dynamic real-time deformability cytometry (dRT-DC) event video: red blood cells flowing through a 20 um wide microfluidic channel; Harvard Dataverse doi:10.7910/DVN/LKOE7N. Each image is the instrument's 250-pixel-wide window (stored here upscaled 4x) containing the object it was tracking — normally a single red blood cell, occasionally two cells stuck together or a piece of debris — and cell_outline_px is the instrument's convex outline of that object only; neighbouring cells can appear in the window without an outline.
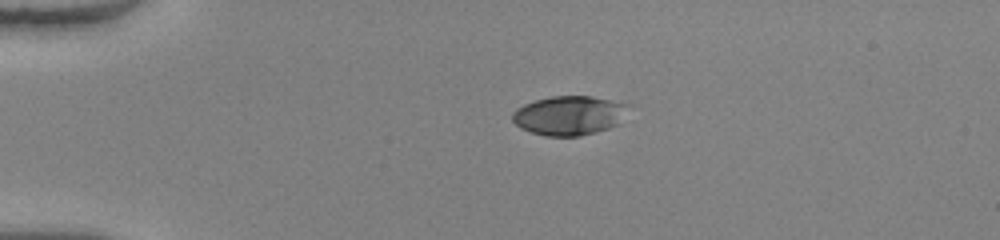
{"species": "human", "species_latin": "Homo sapiens", "temperature_condition": "warm", "stored_images_in_passage": 40, "camera_frame_rate_fps": 3000, "um_per_image_px": 0.085, "donor": {"sex": "female"}, "frame": {"image": 1, "passage_image": 1, "time_ms": 0.0, "image_size_px": [1000, 240], "cell_outline_px": [[632, 104], [620, 124], [608, 128], [580, 136], [544, 136], [520, 128], [512, 120], [512, 112], [516, 108], [524, 104], [536, 100], [552, 96], [592, 96]], "centroid_in_image_um": [48.42, 9.81], "position_along_channel_um": 36.6, "area_um2": 26.82}}
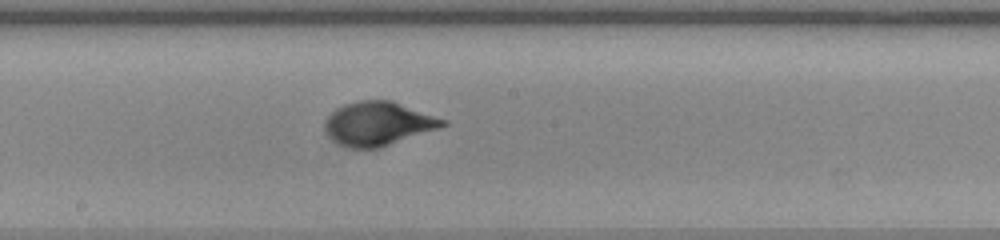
{"frame": {"image": 2, "passage_image": 18, "time_ms": 5.667, "image_size_px": [1000, 240], "cell_outline_px": [[448, 124], [440, 128], [380, 148], [352, 148], [340, 144], [332, 140], [324, 128], [324, 124], [328, 116], [336, 108], [344, 104], [356, 100], [392, 100], [448, 120]], "centroid_in_image_um": [32.17, 10.5], "position_along_channel_um": 216.0, "area_um2": 30.23}}
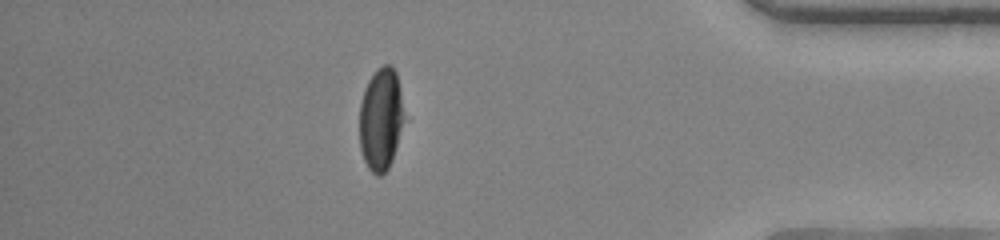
{"frame": {"image": 3, "passage_image": 34, "time_ms": 11.0, "image_size_px": [1000, 240], "cell_outline_px": [[404, 120], [392, 160], [388, 168], [380, 176], [376, 176], [368, 168], [364, 160], [360, 148], [360, 104], [364, 88], [368, 80], [376, 68], [384, 64], [392, 64], [396, 72], [400, 92], [404, 116]], "centroid_in_image_um": [32.36, 10.1], "position_along_channel_um": 402.8, "area_um2": 26.7}, "authors_computed_cell_mechanics": {"area_um2": 28.8422, "velocity_mm_per_s": 4.1094, "shape_relaxation_time_tau1_ms": 4.0072, "shape_relaxation_time_tau2_ms": null, "deformation_change_tau1": 0.2259, "deformation_change_tau2": null}}